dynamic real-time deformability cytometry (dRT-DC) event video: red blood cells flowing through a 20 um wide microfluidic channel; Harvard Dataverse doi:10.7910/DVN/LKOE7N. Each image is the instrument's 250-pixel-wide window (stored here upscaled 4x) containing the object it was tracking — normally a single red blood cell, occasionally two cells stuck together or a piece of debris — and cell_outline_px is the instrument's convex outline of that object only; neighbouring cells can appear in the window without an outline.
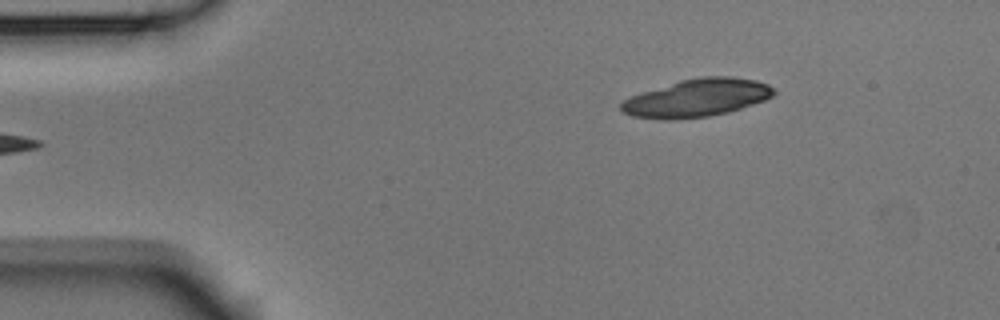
{"species": "Egyptian fruit bat (a non-hibernating species)", "species_latin": "Rousettus aegyptiacus", "temperature_condition": "room temperature", "stored_images_in_passage": 4, "camera_frame_rate_fps": 3000, "um_per_image_px": 0.085, "animal": {"sex": "male"}, "frame": {"image": 1, "passage_image": 4, "time_ms": 1.0, "image_size_px": [1000, 320], "cell_outline_px": [[776, 92], [772, 96], [764, 100], [728, 112], [708, 116], [676, 120], [660, 120], [632, 116], [620, 112], [620, 104], [624, 100], [632, 96], [680, 80], [700, 76], [732, 76], [756, 80], [768, 84]], "centroid_in_image_um": [59.22, 8.33], "position_along_channel_um": 25.8, "area_um2": 33.64}}